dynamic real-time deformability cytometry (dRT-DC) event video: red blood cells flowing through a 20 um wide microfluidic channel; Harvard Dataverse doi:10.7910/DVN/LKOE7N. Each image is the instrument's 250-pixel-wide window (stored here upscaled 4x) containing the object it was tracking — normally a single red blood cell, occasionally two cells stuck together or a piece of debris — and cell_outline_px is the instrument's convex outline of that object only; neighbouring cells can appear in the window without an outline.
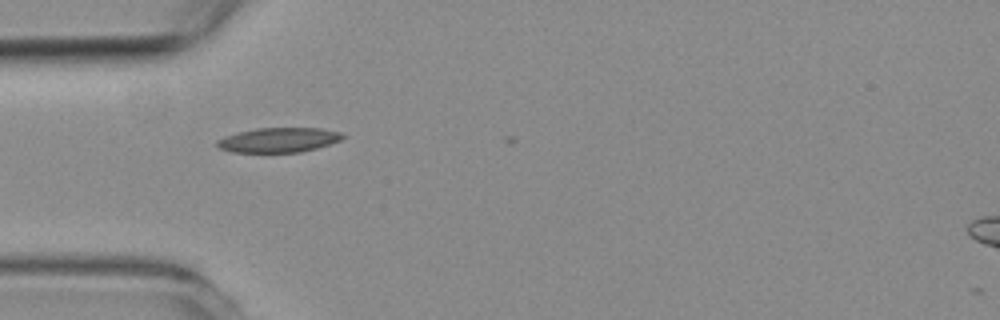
{"species": "common noctule bat (a hibernating species)", "species_latin": "Nyctalus noctula", "temperature_condition": "room temperature", "stored_images_in_passage": 2, "camera_frame_rate_fps": 3000, "um_per_image_px": 0.085, "animal": {"sex": "female", "body_mass_g": 19.3, "forearm_length_mm": 54.1}, "frame": {"image": 1, "passage_image": 1, "time_ms": 0.0, "image_size_px": [1000, 320], "cell_outline_px": [[344, 136], [340, 140], [316, 148], [300, 152], [232, 152], [220, 148], [216, 144], [216, 140], [224, 136], [256, 128], [320, 128], [340, 132]], "centroid_in_image_um": [23.65, 11.89], "position_along_channel_um": 61.3, "area_um2": 17.86}}